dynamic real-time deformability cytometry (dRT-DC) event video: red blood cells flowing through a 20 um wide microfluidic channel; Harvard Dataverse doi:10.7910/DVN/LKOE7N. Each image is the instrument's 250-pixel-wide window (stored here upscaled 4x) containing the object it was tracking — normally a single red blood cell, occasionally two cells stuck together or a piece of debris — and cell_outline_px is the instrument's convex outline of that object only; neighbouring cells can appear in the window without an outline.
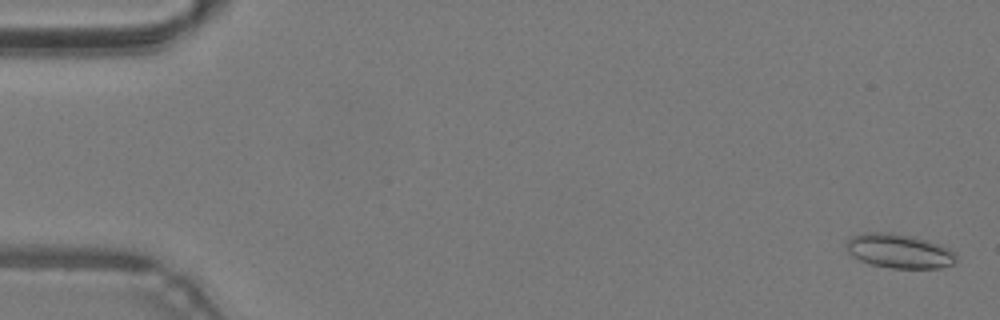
{"species": "common noctule bat (a hibernating species)", "species_latin": "Nyctalus noctula", "temperature_condition": "warm", "stored_images_in_passage": 49, "camera_frame_rate_fps": 3000, "um_per_image_px": 0.085, "animal": {"sex": "male", "body_mass_g": 19.2, "forearm_length_mm": 51.8}, "frame": {"image": 1, "passage_image": 2, "time_ms": 0.333, "image_size_px": [1000, 320], "cell_outline_px": [[956, 260], [952, 264], [940, 268], [892, 268], [868, 264], [852, 256], [848, 252], [844, 244], [852, 236], [864, 232], [892, 232], [912, 236], [928, 240], [940, 244], [956, 252]], "centroid_in_image_um": [76.41, 21.33], "position_along_channel_um": 8.6, "area_um2": 22.2}}
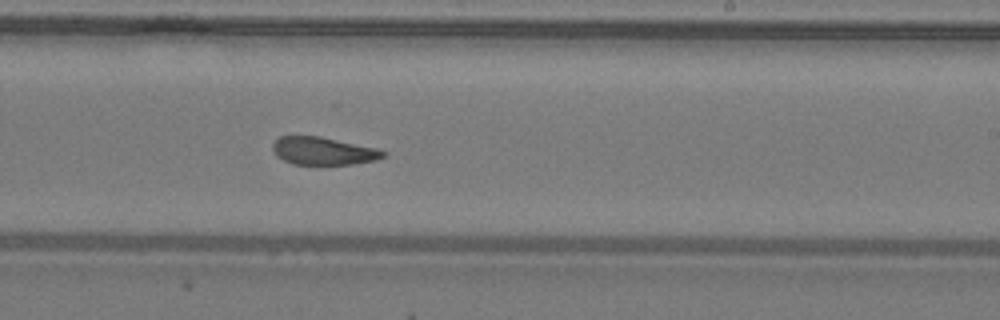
{"frame": {"image": 2, "passage_image": 30, "time_ms": 9.667, "image_size_px": [1000, 320], "cell_outline_px": [[388, 152], [384, 156], [376, 160], [352, 164], [292, 164], [276, 156], [272, 148], [272, 144], [280, 136], [320, 136], [376, 148]], "centroid_in_image_um": [27.47, 12.83], "position_along_channel_um": 261.5, "area_um2": 17.8}}
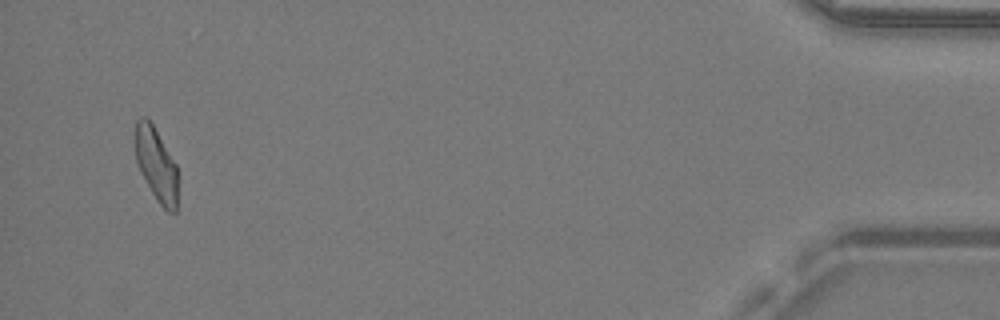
{"frame": {"image": 3, "passage_image": 47, "time_ms": 15.333, "image_size_px": [1000, 320], "cell_outline_px": [[176, 212], [168, 212], [156, 200], [140, 172], [136, 160], [132, 140], [136, 120], [140, 116], [148, 116], [176, 164]], "centroid_in_image_um": [13.2, 13.88], "position_along_channel_um": 422.0, "area_um2": 18.55}, "authors_computed_cell_mechanics": {"area_um2": 19.5942, "velocity_mm_per_s": 4.2865, "shape_relaxation_time_tau1_ms": null, "shape_relaxation_time_tau2_ms": 3.647, "deformation_change_tau1": null, "deformation_change_tau2": 0.1208}}